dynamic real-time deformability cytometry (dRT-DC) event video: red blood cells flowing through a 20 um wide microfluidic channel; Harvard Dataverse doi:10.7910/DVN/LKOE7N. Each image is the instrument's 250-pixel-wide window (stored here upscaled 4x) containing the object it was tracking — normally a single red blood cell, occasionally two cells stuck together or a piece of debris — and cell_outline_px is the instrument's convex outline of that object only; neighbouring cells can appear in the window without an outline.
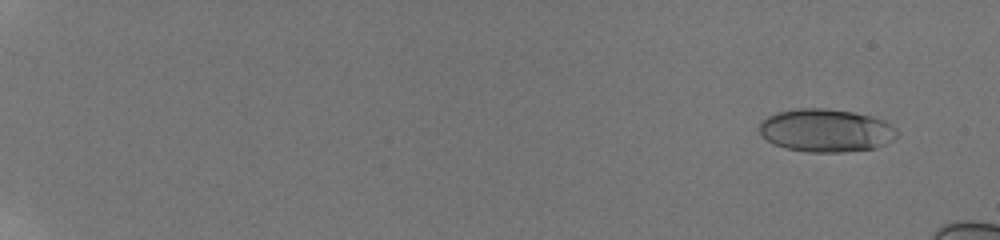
{"species": "human", "species_latin": "Homo sapiens", "temperature_condition": "room temperature", "stored_images_in_passage": 13, "camera_frame_rate_fps": 3000, "um_per_image_px": 0.085, "donor": {"sex": "male"}, "frame": {"image": 1, "passage_image": 3, "time_ms": 1.0, "image_size_px": [1000, 240], "cell_outline_px": [[900, 132], [892, 140], [876, 148], [844, 152], [808, 152], [784, 148], [768, 140], [760, 132], [760, 120], [776, 112], [800, 108], [828, 108], [852, 112], [872, 116], [884, 120], [896, 128]], "centroid_in_image_um": [70.23, 11.08], "position_along_channel_um": 14.8, "area_um2": 34.62}}